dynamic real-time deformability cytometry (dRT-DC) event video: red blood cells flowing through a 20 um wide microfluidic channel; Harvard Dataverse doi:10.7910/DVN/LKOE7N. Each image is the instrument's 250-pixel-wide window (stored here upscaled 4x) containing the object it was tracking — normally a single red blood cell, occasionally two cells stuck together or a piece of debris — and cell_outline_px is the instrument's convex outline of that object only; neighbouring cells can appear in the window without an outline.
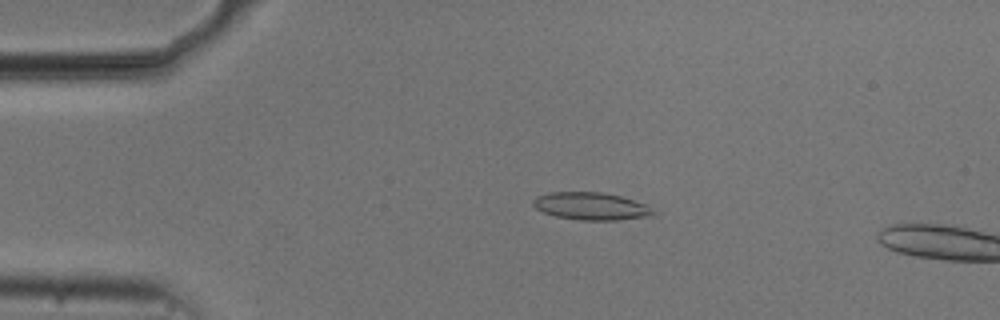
{"species": "common noctule bat (a hibernating species)", "species_latin": "Nyctalus noctula", "temperature_condition": "cold", "stored_images_in_passage": 4, "camera_frame_rate_fps": 3000, "um_per_image_px": 0.085, "animal": {"sex": "male", "body_mass_g": 20.5, "forearm_length_mm": 52.5}, "frame": {"image": 1, "passage_image": 1, "time_ms": 0.0, "image_size_px": [1000, 320], "cell_outline_px": [[656, 212], [652, 216], [616, 220], [580, 220], [556, 216], [544, 212], [536, 208], [532, 204], [532, 200], [536, 196], [548, 192], [604, 192], [620, 196], [644, 204]], "centroid_in_image_um": [50.21, 17.52], "position_along_channel_um": 34.8, "area_um2": 19.19}}